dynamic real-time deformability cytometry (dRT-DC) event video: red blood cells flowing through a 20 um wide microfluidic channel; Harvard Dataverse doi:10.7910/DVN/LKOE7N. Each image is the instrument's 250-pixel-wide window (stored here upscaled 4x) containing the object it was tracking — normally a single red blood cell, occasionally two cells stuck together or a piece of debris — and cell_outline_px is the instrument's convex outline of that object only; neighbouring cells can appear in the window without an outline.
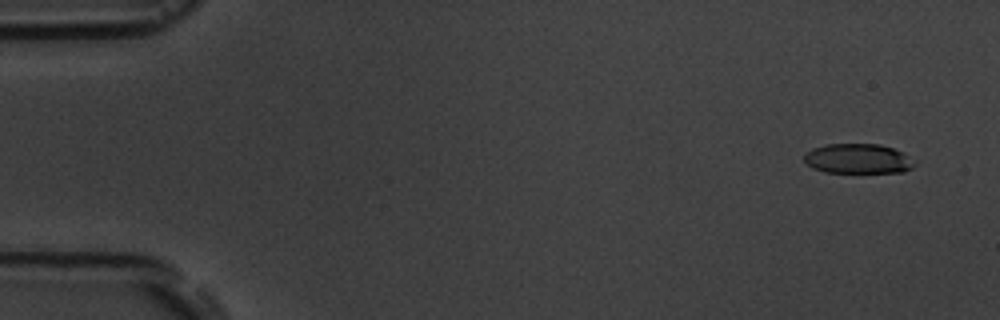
{"species": "common noctule bat (a hibernating species)", "species_latin": "Nyctalus noctula", "temperature_condition": "room temperature", "stored_images_in_passage": 4, "camera_frame_rate_fps": 3000, "um_per_image_px": 0.085, "animal": {"sex": "male", "body_mass_g": 19.5, "forearm_length_mm": 54.6}, "frame": {"image": 1, "passage_image": 1, "time_ms": 0.0, "image_size_px": [1000, 320], "cell_outline_px": [[916, 164], [912, 168], [904, 172], [824, 172], [812, 168], [804, 160], [804, 156], [812, 148], [824, 144], [880, 144], [904, 152]], "centroid_in_image_um": [72.93, 13.49], "position_along_channel_um": 12.1, "area_um2": 19.19}}
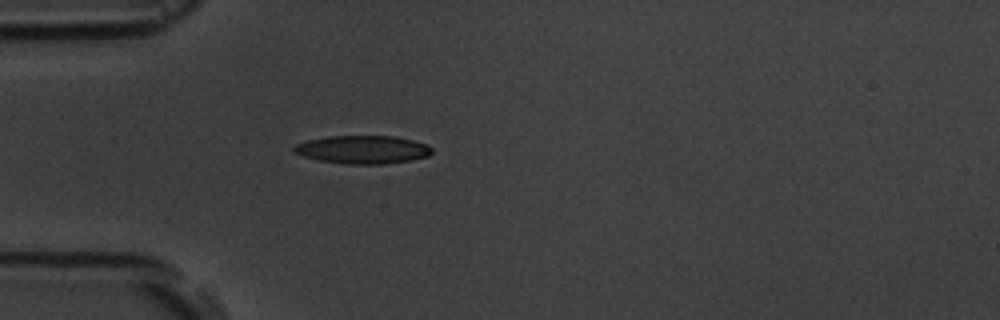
{"frame": {"image": 2, "passage_image": 4, "time_ms": 4.333, "image_size_px": [1000, 320], "cell_outline_px": [[432, 152], [428, 156], [408, 160], [384, 164], [348, 164], [320, 160], [304, 156], [292, 152], [292, 148], [296, 144], [308, 140], [328, 136], [396, 136], [428, 144], [432, 148]], "centroid_in_image_um": [30.83, 12.71], "position_along_channel_um": 54.2, "area_um2": 22.54}}